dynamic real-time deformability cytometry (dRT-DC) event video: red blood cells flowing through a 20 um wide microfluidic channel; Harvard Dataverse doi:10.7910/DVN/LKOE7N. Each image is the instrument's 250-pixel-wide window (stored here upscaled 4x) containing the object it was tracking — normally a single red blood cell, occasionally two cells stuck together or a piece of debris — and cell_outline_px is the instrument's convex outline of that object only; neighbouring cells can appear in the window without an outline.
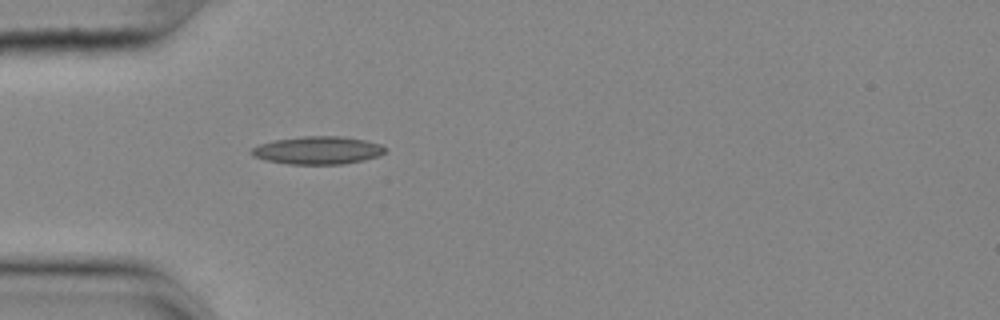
{"species": "common noctule bat (a hibernating species)", "species_latin": "Nyctalus noctula", "temperature_condition": "cold", "stored_images_in_passage": 40, "camera_frame_rate_fps": 3000, "um_per_image_px": 0.085, "animal": {"sex": "female", "body_mass_g": 25.1}, "frame": {"image": 1, "passage_image": 1, "time_ms": 0.0, "image_size_px": [1000, 320], "cell_outline_px": [[384, 152], [380, 156], [364, 160], [344, 164], [288, 164], [268, 160], [252, 156], [248, 152], [252, 148], [260, 144], [276, 140], [304, 136], [340, 136], [364, 140], [380, 144], [384, 148]], "centroid_in_image_um": [27.0, 12.78], "position_along_channel_um": 58.0, "area_um2": 21.56}}
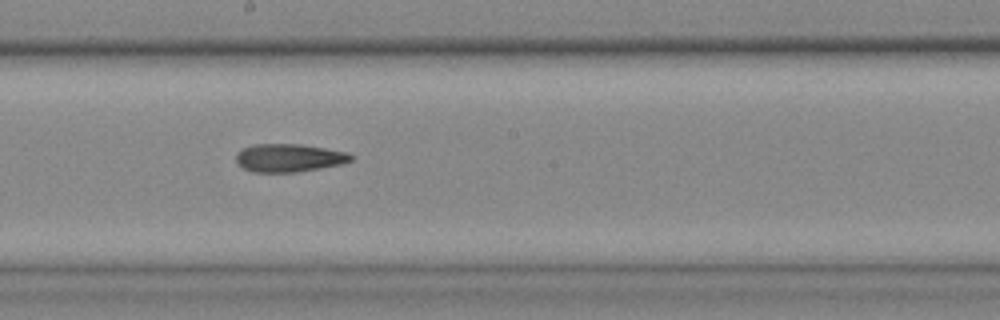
{"frame": {"image": 2, "passage_image": 15, "time_ms": 4.667, "image_size_px": [1000, 320], "cell_outline_px": [[356, 156], [352, 160], [344, 164], [296, 172], [252, 172], [244, 168], [236, 160], [236, 152], [240, 148], [252, 144], [300, 144], [348, 152]], "centroid_in_image_um": [24.58, 13.41], "position_along_channel_um": 223.6, "area_um2": 19.02}}
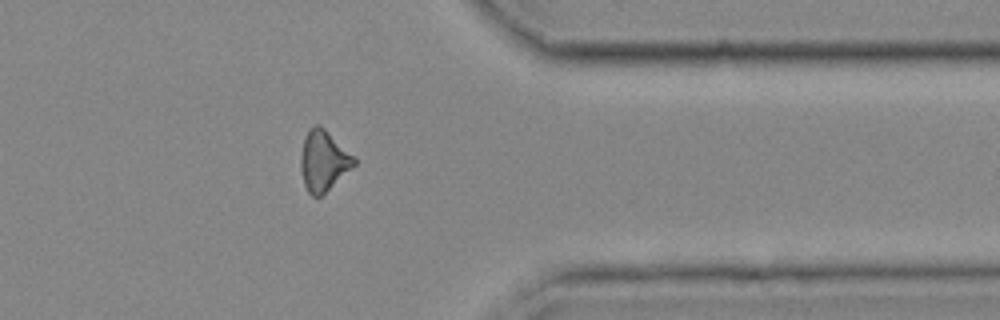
{"frame": {"image": 3, "passage_image": 29, "time_ms": 9.333, "image_size_px": [1000, 320], "cell_outline_px": [[356, 164], [320, 196], [312, 196], [308, 192], [304, 184], [300, 168], [300, 156], [304, 136], [316, 124], [320, 124], [356, 156]], "centroid_in_image_um": [27.5, 13.64], "position_along_channel_um": 383.9, "area_um2": 18.79}}